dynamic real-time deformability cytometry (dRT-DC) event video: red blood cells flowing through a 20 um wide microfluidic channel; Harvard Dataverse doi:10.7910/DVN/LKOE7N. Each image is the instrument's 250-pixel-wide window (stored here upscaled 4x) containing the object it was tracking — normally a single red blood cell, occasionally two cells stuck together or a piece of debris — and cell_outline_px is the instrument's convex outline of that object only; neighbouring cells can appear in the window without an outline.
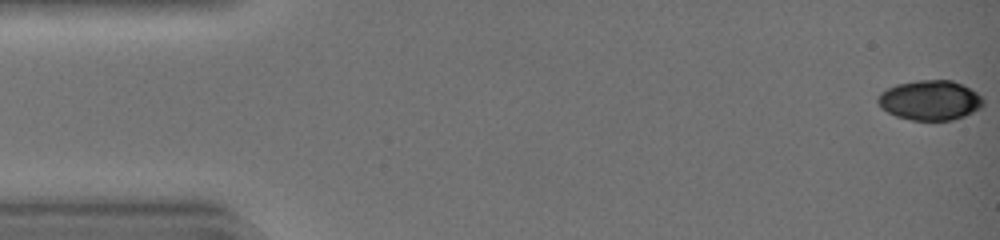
{"species": "common noctule bat (a hibernating species)", "species_latin": "Nyctalus noctula", "temperature_condition": "warm", "stored_images_in_passage": 41, "camera_frame_rate_fps": 3000, "um_per_image_px": 0.085, "animal": {"sex": "female", "body_mass_g": 19.0, "forearm_length_mm": 51.5}, "frame": {"image": 1, "passage_image": 1, "time_ms": 0.0, "image_size_px": [1000, 240], "cell_outline_px": [[984, 104], [980, 108], [964, 116], [952, 120], [912, 120], [896, 116], [888, 112], [876, 100], [876, 96], [880, 92], [896, 84], [916, 80], [952, 80], [976, 92], [984, 100]], "centroid_in_image_um": [79.04, 8.52], "position_along_channel_um": 6.0, "area_um2": 24.33}}
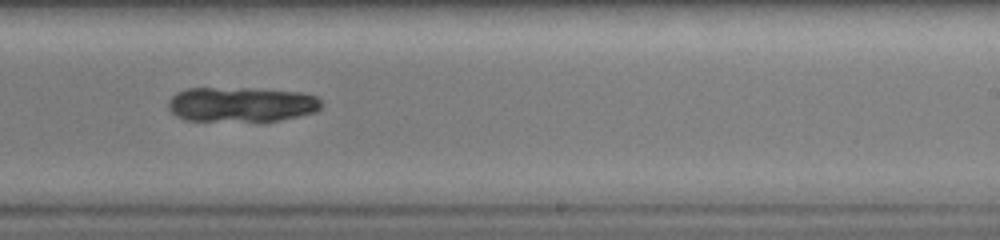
{"frame": {"image": 2, "passage_image": 28, "time_ms": 9.0, "image_size_px": [1000, 240], "cell_outline_px": [[320, 108], [312, 112], [280, 120], [260, 124], [188, 120], [176, 116], [168, 108], [168, 100], [176, 92], [184, 88], [248, 88], [304, 92], [316, 96], [320, 100]], "centroid_in_image_um": [20.47, 8.91], "position_along_channel_um": 268.5, "area_um2": 32.14}}
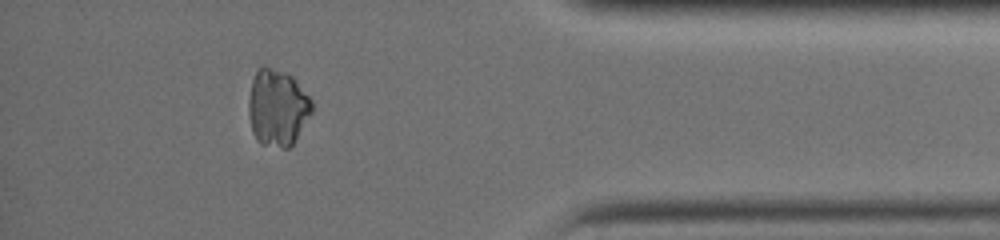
{"frame": {"image": 3, "passage_image": 39, "time_ms": 12.667, "image_size_px": [1000, 240], "cell_outline_px": [[312, 112], [292, 144], [288, 148], [284, 148], [260, 144], [256, 140], [252, 132], [248, 112], [248, 100], [252, 80], [256, 72], [264, 64], [284, 72], [292, 76], [296, 80], [312, 100]], "centroid_in_image_um": [23.56, 9.14], "position_along_channel_um": 411.6, "area_um2": 28.38}}